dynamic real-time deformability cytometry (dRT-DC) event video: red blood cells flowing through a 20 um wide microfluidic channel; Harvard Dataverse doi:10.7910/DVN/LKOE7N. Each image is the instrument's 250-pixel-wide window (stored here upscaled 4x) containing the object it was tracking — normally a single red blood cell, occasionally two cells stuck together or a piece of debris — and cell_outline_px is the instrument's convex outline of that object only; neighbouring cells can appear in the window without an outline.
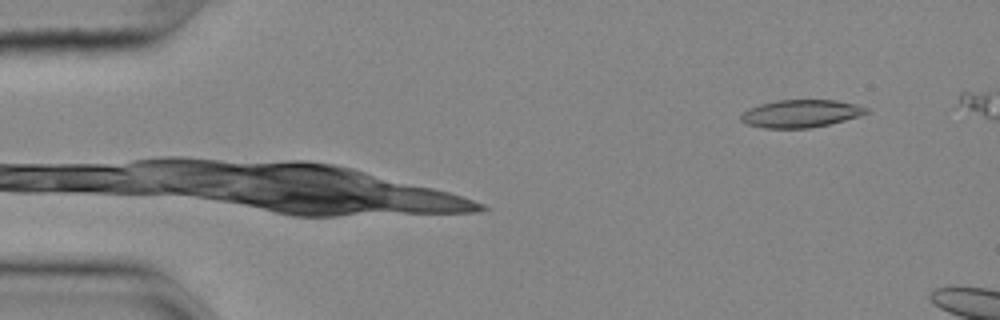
{"species": "common noctule bat (a hibernating species)", "species_latin": "Nyctalus noctula", "temperature_condition": "cold", "stored_images_in_passage": 7, "camera_frame_rate_fps": 3000, "um_per_image_px": 0.085, "animal": {"sex": "female", "body_mass_g": 25.1}, "frame": {"image": 1, "passage_image": 7, "time_ms": 2.0, "image_size_px": [1000, 320], "cell_outline_px": [[872, 112], [860, 116], [828, 124], [808, 128], [764, 128], [748, 124], [740, 120], [740, 116], [748, 108], [760, 104], [776, 100], [836, 100], [856, 104], [868, 108]], "centroid_in_image_um": [68.09, 9.64], "position_along_channel_um": 16.9, "area_um2": 20.23}}